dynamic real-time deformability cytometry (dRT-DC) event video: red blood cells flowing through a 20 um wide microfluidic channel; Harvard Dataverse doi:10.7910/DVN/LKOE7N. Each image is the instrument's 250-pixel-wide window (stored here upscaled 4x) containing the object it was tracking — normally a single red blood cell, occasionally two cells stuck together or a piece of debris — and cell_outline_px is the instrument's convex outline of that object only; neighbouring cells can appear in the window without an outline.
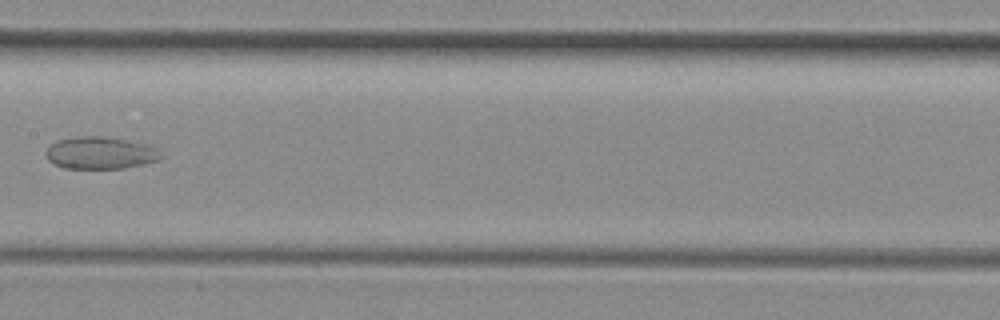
{"species": "common noctule bat (a hibernating species)", "species_latin": "Nyctalus noctula", "temperature_condition": "room temperature", "stored_images_in_passage": 6, "camera_frame_rate_fps": 3000, "um_per_image_px": 0.085, "animal": {"sex": "female", "body_mass_g": 29.2, "forearm_length_mm": 56.3}, "frame": {"image": 1, "passage_image": 6, "time_ms": 5.667, "image_size_px": [1000, 320], "cell_outline_px": [[164, 156], [160, 160], [124, 168], [64, 168], [48, 160], [44, 152], [56, 140], [80, 136], [100, 136], [128, 140], [156, 148]], "centroid_in_image_um": [8.52, 13.0], "position_along_channel_um": 198.9, "area_um2": 21.44}}